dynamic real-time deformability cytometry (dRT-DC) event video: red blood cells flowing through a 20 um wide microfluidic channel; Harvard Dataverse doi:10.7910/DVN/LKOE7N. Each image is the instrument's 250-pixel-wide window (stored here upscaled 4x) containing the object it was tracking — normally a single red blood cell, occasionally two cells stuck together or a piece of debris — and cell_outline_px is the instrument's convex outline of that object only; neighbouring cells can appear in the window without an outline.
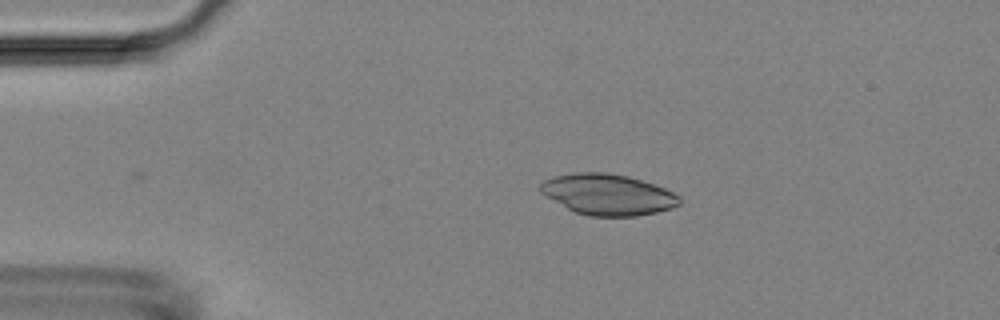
{"species": "Egyptian fruit bat (a non-hibernating species)", "species_latin": "Rousettus aegyptiacus", "temperature_condition": "room temperature", "stored_images_in_passage": 37, "camera_frame_rate_fps": 3000, "um_per_image_px": 0.085, "animal": {"sex": "female"}, "frame": {"image": 1, "passage_image": 1, "time_ms": 0.0, "image_size_px": [1000, 320], "cell_outline_px": [[680, 204], [672, 208], [656, 212], [636, 216], [588, 216], [576, 212], [544, 196], [540, 192], [540, 184], [544, 180], [552, 176], [576, 172], [604, 172], [628, 176], [664, 188], [680, 196]], "centroid_in_image_um": [51.64, 16.53], "position_along_channel_um": 33.4, "area_um2": 33.12}}
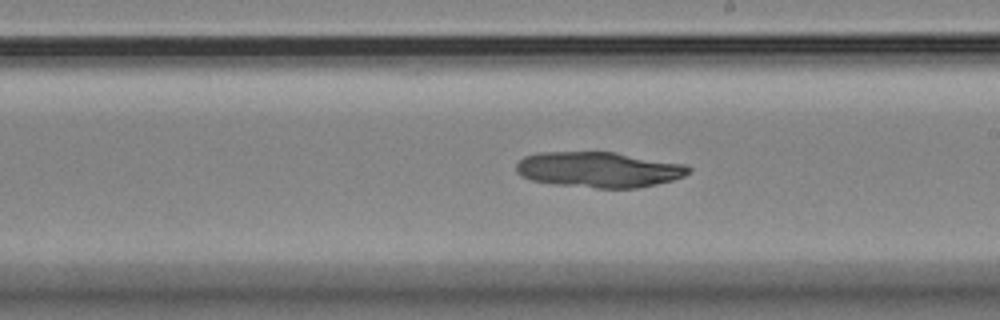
{"frame": {"image": 2, "passage_image": 21, "time_ms": 6.667, "image_size_px": [1000, 320], "cell_outline_px": [[692, 168], [684, 176], [672, 180], [640, 188], [596, 188], [552, 184], [532, 180], [520, 176], [516, 172], [516, 164], [524, 156], [540, 152], [612, 152], [688, 164]], "centroid_in_image_um": [50.9, 14.42], "position_along_channel_um": 238.1, "area_um2": 35.89}}
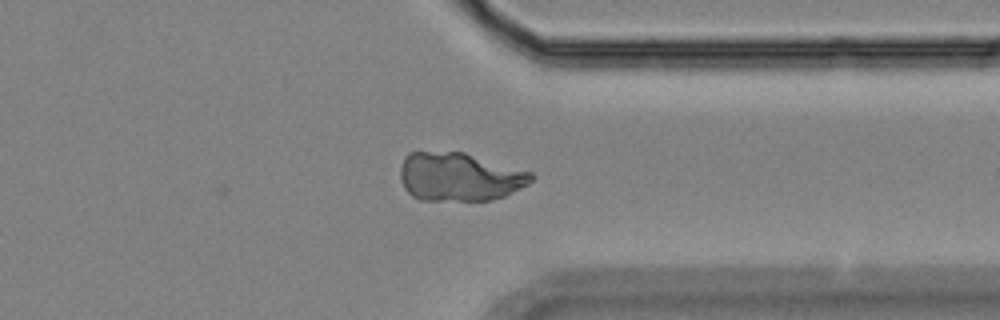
{"frame": {"image": 3, "passage_image": 32, "time_ms": 10.333, "image_size_px": [1000, 320], "cell_outline_px": [[536, 176], [528, 184], [504, 196], [492, 200], [420, 200], [412, 196], [404, 188], [400, 180], [400, 168], [404, 156], [408, 152], [464, 152], [532, 172]], "centroid_in_image_um": [39.04, 15.03], "position_along_channel_um": 372.4, "area_um2": 37.17}}